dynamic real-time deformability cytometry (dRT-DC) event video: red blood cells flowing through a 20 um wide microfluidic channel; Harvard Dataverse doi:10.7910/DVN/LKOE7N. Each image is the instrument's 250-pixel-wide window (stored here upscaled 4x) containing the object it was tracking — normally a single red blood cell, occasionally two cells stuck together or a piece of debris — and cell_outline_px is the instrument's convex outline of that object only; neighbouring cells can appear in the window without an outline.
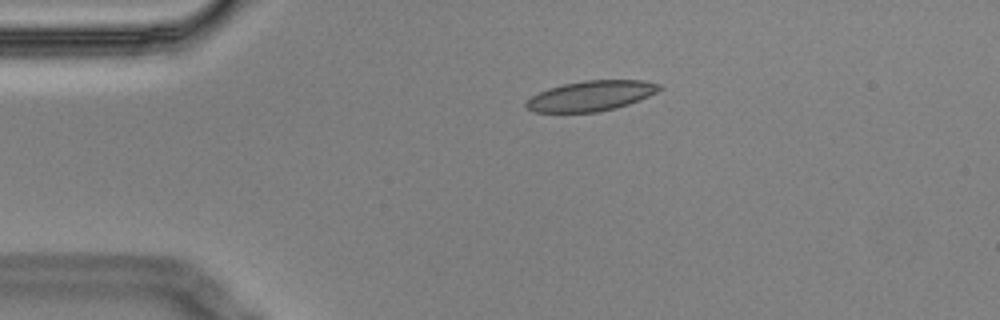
{"species": "Egyptian fruit bat (a non-hibernating species)", "species_latin": "Rousettus aegyptiacus", "temperature_condition": "cold", "stored_images_in_passage": 2, "camera_frame_rate_fps": 3000, "um_per_image_px": 0.085, "animal": {"sex": "male"}, "frame": {"image": 1, "passage_image": 1, "time_ms": 0.0, "image_size_px": [1000, 320], "cell_outline_px": [[664, 88], [640, 100], [616, 108], [596, 112], [536, 112], [528, 108], [524, 104], [524, 100], [548, 88], [564, 84], [584, 80], [644, 80], [660, 84]], "centroid_in_image_um": [50.25, 8.14], "position_along_channel_um": 34.8, "area_um2": 23.47}}